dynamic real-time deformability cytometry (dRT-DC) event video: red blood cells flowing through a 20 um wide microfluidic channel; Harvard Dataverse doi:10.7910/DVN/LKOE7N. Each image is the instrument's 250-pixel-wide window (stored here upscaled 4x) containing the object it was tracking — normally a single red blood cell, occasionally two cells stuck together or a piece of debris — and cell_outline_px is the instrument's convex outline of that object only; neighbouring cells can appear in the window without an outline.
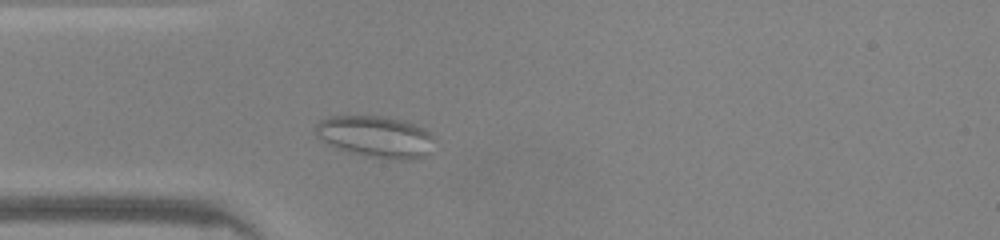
{"species": "common noctule bat (a hibernating species)", "species_latin": "Nyctalus noctula", "temperature_condition": "warm", "stored_images_in_passage": 42, "camera_frame_rate_fps": 3000, "um_per_image_px": 0.085, "animal": {"sex": "male", "body_mass_g": 20.0, "forearm_length_mm": 53.3}, "frame": {"image": 1, "passage_image": 7, "time_ms": 2.0, "image_size_px": [1000, 240], "cell_outline_px": [[432, 140], [424, 156], [408, 160], [400, 160], [368, 156], [348, 152], [336, 148], [328, 144], [316, 136], [316, 124], [320, 120], [332, 116], [384, 116], [404, 120], [424, 128], [432, 136]], "centroid_in_image_um": [31.88, 11.6], "position_along_channel_um": 53.1, "area_um2": 28.5}}
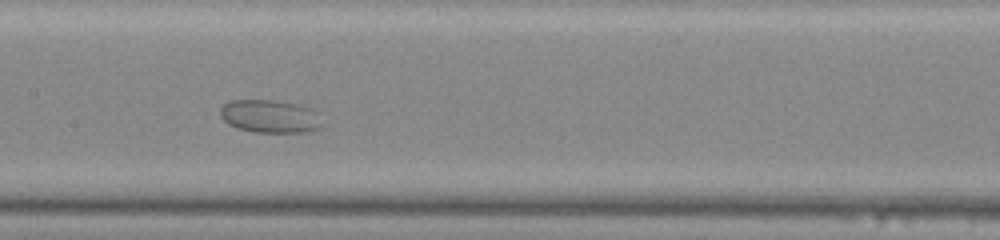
{"frame": {"image": 2, "passage_image": 17, "time_ms": 5.333, "image_size_px": [1000, 240], "cell_outline_px": [[320, 124], [316, 128], [304, 132], [252, 132], [228, 124], [220, 116], [220, 108], [228, 100], [272, 100], [300, 104], [312, 108]], "centroid_in_image_um": [22.86, 9.87], "position_along_channel_um": 184.5, "area_um2": 19.31}}
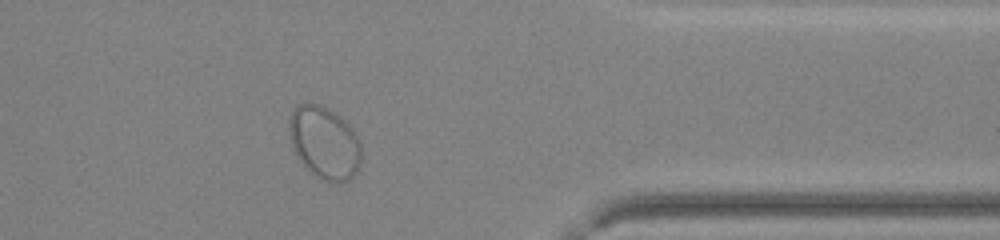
{"frame": {"image": 3, "passage_image": 33, "time_ms": 10.667, "image_size_px": [1000, 240], "cell_outline_px": [[360, 164], [356, 172], [348, 180], [340, 184], [324, 180], [316, 176], [300, 160], [292, 144], [288, 132], [288, 124], [292, 112], [296, 104], [304, 100], [308, 100], [320, 104], [336, 112], [352, 128], [360, 144]], "centroid_in_image_um": [27.56, 12.07], "position_along_channel_um": 383.8, "area_um2": 30.69}}